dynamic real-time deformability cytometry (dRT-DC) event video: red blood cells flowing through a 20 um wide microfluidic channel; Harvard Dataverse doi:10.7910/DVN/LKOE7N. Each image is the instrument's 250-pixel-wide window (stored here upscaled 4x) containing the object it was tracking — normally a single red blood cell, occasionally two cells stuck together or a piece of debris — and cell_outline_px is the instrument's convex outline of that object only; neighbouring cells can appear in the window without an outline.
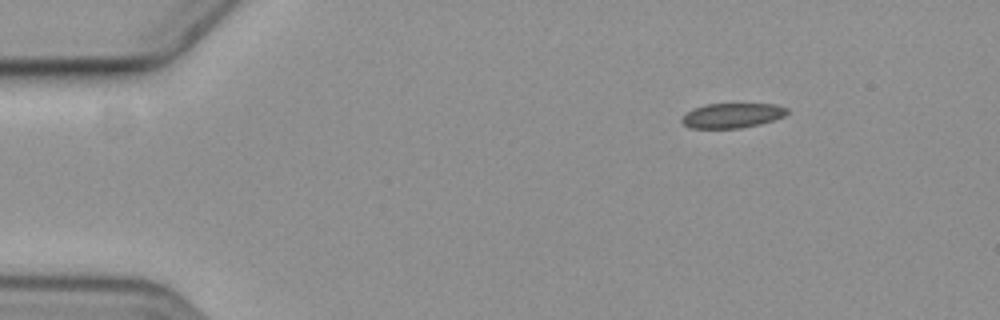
{"species": "common noctule bat (a hibernating species)", "species_latin": "Nyctalus noctula", "temperature_condition": "cold", "stored_images_in_passage": 4, "camera_frame_rate_fps": 3000, "um_per_image_px": 0.085, "animal": {"sex": "female", "body_mass_g": 19.3, "forearm_length_mm": 54.1}, "frame": {"image": 1, "passage_image": 1, "time_ms": 0.0, "image_size_px": [1000, 320], "cell_outline_px": [[788, 112], [784, 116], [760, 124], [740, 128], [688, 128], [680, 120], [692, 108], [704, 104], [776, 104], [788, 108]], "centroid_in_image_um": [62.22, 9.81], "position_along_channel_um": 22.8, "area_um2": 15.2}}